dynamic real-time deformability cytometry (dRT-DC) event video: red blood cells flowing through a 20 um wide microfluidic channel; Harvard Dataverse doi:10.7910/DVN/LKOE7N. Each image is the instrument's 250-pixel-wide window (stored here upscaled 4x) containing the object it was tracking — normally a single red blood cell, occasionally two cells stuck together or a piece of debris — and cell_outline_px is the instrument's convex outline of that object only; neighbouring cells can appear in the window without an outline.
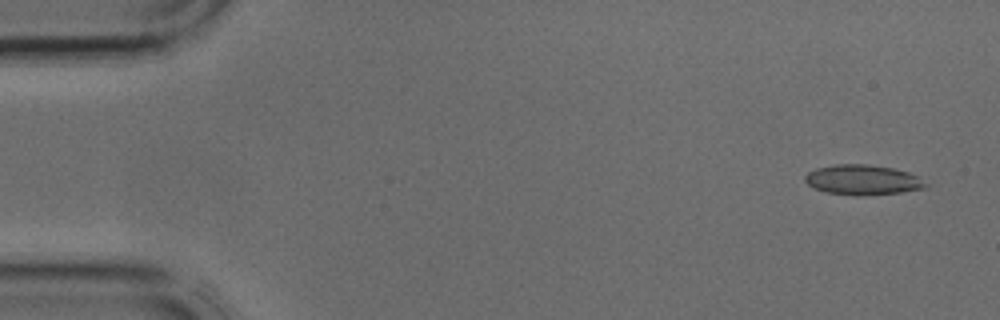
{"species": "common noctule bat (a hibernating species)", "species_latin": "Nyctalus noctula", "temperature_condition": "cold", "stored_images_in_passage": 4, "camera_frame_rate_fps": 3000, "um_per_image_px": 0.085, "animal": {"sex": "male", "body_mass_g": 17.9, "forearm_length_mm": 54.2}, "frame": {"image": 1, "passage_image": 1, "time_ms": 0.0, "image_size_px": [1000, 320], "cell_outline_px": [[928, 188], [900, 192], [856, 196], [828, 192], [816, 188], [808, 184], [804, 180], [804, 176], [808, 172], [816, 168], [836, 164], [868, 164], [892, 168], [908, 172], [916, 176], [928, 184]], "centroid_in_image_um": [73.33, 15.28], "position_along_channel_um": 11.7, "area_um2": 20.98}}